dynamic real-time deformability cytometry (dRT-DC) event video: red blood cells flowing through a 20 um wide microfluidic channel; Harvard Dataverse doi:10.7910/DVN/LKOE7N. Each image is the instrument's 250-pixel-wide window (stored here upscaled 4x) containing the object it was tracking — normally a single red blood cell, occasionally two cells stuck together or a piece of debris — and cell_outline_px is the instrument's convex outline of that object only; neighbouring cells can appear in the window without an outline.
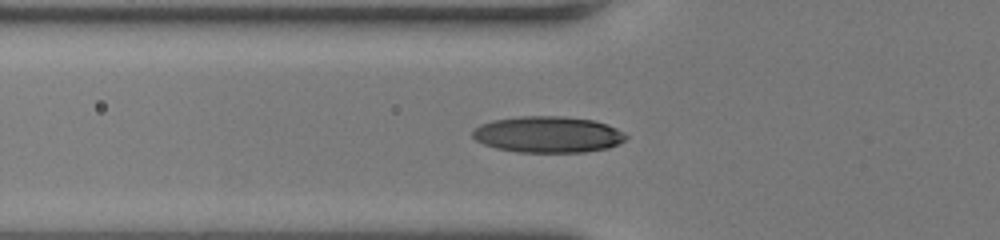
{"species": "human", "species_latin": "Homo sapiens", "temperature_condition": "room temperature", "stored_images_in_passage": 33, "camera_frame_rate_fps": 3000, "um_per_image_px": 0.085, "donor": {"sex": "female"}, "frame": {"image": 1, "passage_image": 2, "time_ms": 0.333, "image_size_px": [1000, 240], "cell_outline_px": [[628, 136], [624, 140], [608, 148], [584, 152], [516, 152], [496, 148], [484, 144], [476, 140], [472, 136], [472, 132], [480, 124], [492, 120], [520, 116], [564, 116], [596, 120], [608, 124], [624, 132]], "centroid_in_image_um": [46.58, 11.42], "position_along_channel_um": 79.2, "area_um2": 32.6}}
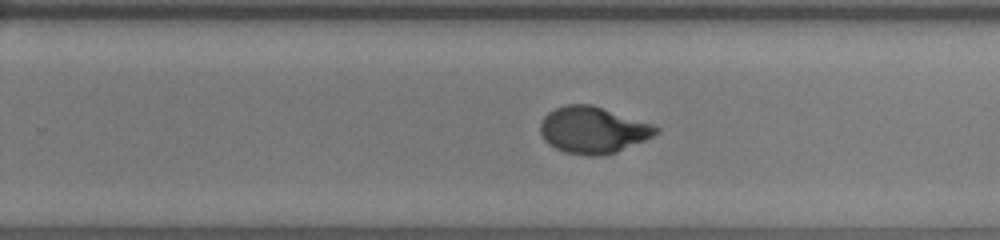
{"frame": {"image": 2, "passage_image": 16, "time_ms": 5.0, "image_size_px": [1000, 240], "cell_outline_px": [[660, 132], [644, 140], [616, 152], [600, 156], [588, 156], [564, 152], [548, 144], [544, 140], [540, 132], [540, 124], [544, 116], [548, 112], [564, 104], [592, 104], [652, 124], [660, 128]], "centroid_in_image_um": [50.38, 11.05], "position_along_channel_um": 279.4, "area_um2": 31.44}}
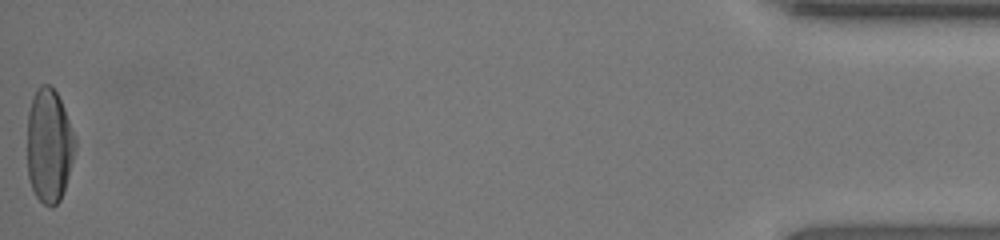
{"frame": {"image": 3, "passage_image": 33, "time_ms": 10.667, "image_size_px": [1000, 240], "cell_outline_px": [[76, 152], [60, 200], [52, 208], [44, 204], [36, 196], [32, 188], [28, 176], [28, 112], [32, 96], [36, 88], [40, 84], [48, 84], [56, 92], [64, 108], [76, 136]], "centroid_in_image_um": [4.18, 12.36], "position_along_channel_um": 431.0, "area_um2": 31.96}, "authors_computed_cell_mechanics": {"area_um2": 31.4432, "velocity_mm_per_s": 4.2923, "shape_relaxation_time_tau1_ms": 4.6445, "shape_relaxation_time_tau2_ms": null, "deformation_change_tau1": 0.2207, "deformation_change_tau2": null}}